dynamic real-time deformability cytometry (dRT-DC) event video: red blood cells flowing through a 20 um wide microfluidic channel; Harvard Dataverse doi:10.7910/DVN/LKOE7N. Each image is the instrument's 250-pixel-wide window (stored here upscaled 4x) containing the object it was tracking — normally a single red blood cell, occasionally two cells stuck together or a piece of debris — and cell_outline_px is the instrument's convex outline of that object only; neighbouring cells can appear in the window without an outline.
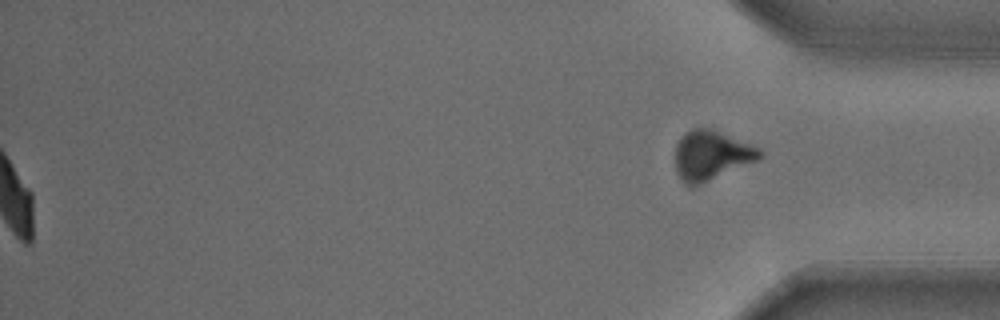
{"species": "common noctule bat (a hibernating species)", "species_latin": "Nyctalus noctula", "temperature_condition": "warm", "stored_images_in_passage": 31, "segment_of_instrument_passage": [2, 2], "camera_frame_rate_fps": 3000, "um_per_image_px": 0.085, "animal": {"sex": "male", "body_mass_g": 18.8}, "frame": {"image": 1, "passage_image": 31, "time_ms": 10.0, "image_size_px": [1000, 320], "cell_outline_px": [[764, 156], [756, 160], [692, 188], [688, 188], [684, 184], [676, 172], [676, 144], [692, 128], [712, 128], [760, 148], [764, 152]], "centroid_in_image_um": [60.45, 13.22], "position_along_channel_um": 374.7, "area_um2": 24.28}}